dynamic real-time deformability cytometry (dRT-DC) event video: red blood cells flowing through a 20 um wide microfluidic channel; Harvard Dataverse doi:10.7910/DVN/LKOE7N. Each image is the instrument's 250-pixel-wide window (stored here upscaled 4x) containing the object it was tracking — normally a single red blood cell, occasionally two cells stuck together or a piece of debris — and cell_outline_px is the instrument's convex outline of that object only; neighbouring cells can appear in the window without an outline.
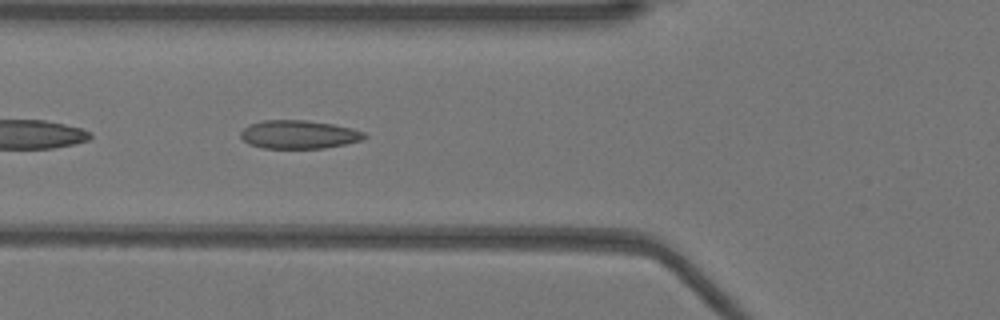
{"species": "Egyptian fruit bat (a non-hibernating species)", "species_latin": "Rousettus aegyptiacus", "temperature_condition": "warm", "stored_images_in_passage": 52, "camera_frame_rate_fps": 3000, "um_per_image_px": 0.085, "animal": {"sex": "female"}, "frame": {"image": 1, "passage_image": 19, "time_ms": 6.0, "image_size_px": [1000, 320], "cell_outline_px": [[368, 136], [364, 140], [324, 148], [264, 148], [252, 144], [244, 140], [240, 136], [240, 132], [248, 124], [264, 120], [308, 120], [332, 124], [352, 128], [364, 132]], "centroid_in_image_um": [25.43, 11.42], "position_along_channel_um": 100.4, "area_um2": 20.46}}
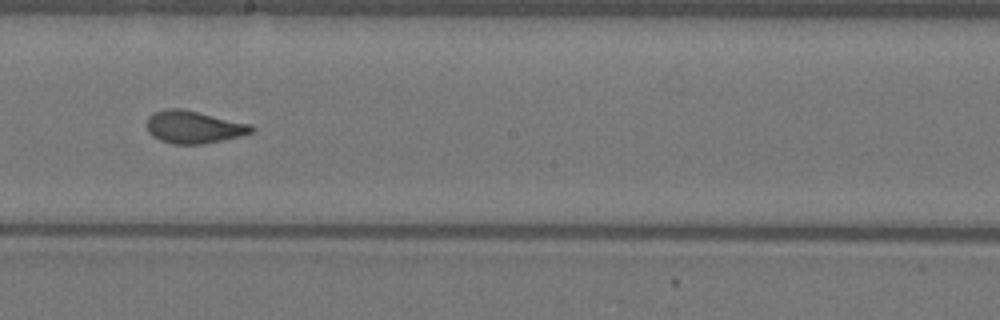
{"frame": {"image": 2, "passage_image": 29, "time_ms": 9.333, "image_size_px": [1000, 320], "cell_outline_px": [[256, 132], [240, 136], [204, 144], [172, 144], [160, 140], [152, 136], [148, 132], [148, 116], [164, 108], [180, 108], [252, 124], [256, 128]], "centroid_in_image_um": [16.51, 10.8], "position_along_channel_um": 231.7, "area_um2": 19.94}}
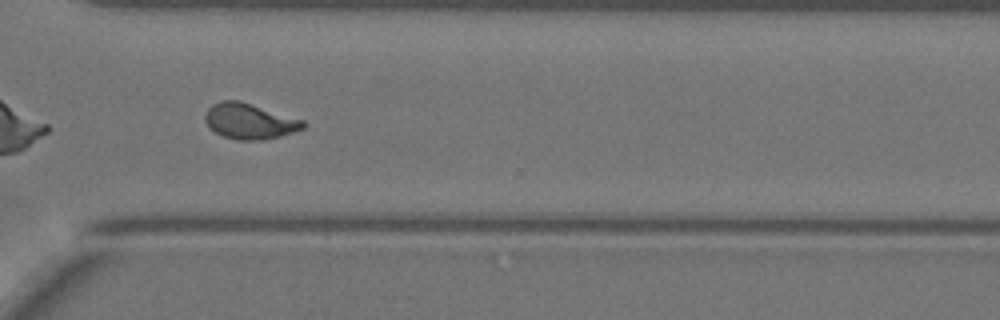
{"frame": {"image": 3, "passage_image": 38, "time_ms": 12.333, "image_size_px": [1000, 320], "cell_outline_px": [[308, 124], [304, 128], [280, 136], [260, 140], [236, 140], [224, 136], [208, 128], [204, 120], [204, 116], [208, 108], [212, 104], [220, 100], [240, 100], [304, 120]], "centroid_in_image_um": [21.19, 10.29], "position_along_channel_um": 349.4, "area_um2": 20.52}, "authors_computed_cell_mechanics": {"area_um2": 19.9988, "velocity_mm_per_s": 3.9335, "shape_relaxation_time_tau1_ms": 6.9875, "shape_relaxation_time_tau2_ms": 0.8812, "deformation_change_tau1": 0.2132, "deformation_change_tau2": 0.0538}}